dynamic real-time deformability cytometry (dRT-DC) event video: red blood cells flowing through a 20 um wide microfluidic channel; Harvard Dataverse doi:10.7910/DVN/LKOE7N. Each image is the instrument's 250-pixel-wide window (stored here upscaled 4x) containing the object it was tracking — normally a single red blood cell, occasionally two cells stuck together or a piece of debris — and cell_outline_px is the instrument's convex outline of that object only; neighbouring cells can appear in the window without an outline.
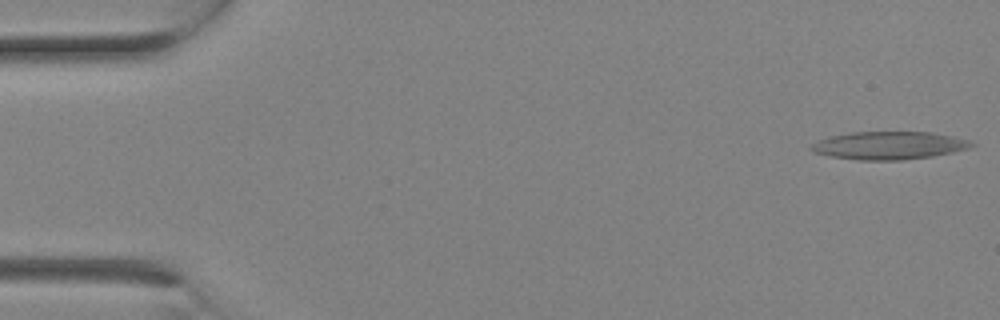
{"species": "Egyptian fruit bat (a non-hibernating species)", "species_latin": "Rousettus aegyptiacus", "temperature_condition": "room temperature", "stored_images_in_passage": 3, "segment_of_instrument_passage": [1, 2], "camera_frame_rate_fps": 3000, "um_per_image_px": 0.085, "animal": {"sex": "female"}, "frame": {"image": 1, "passage_image": 1, "time_ms": 0.0, "image_size_px": [1000, 320], "cell_outline_px": [[976, 144], [968, 148], [952, 152], [932, 156], [904, 160], [860, 160], [832, 156], [816, 152], [808, 148], [812, 144], [820, 140], [832, 136], [852, 132], [928, 132], [952, 136], [968, 140]], "centroid_in_image_um": [75.58, 12.36], "position_along_channel_um": 9.4, "area_um2": 25.66}}
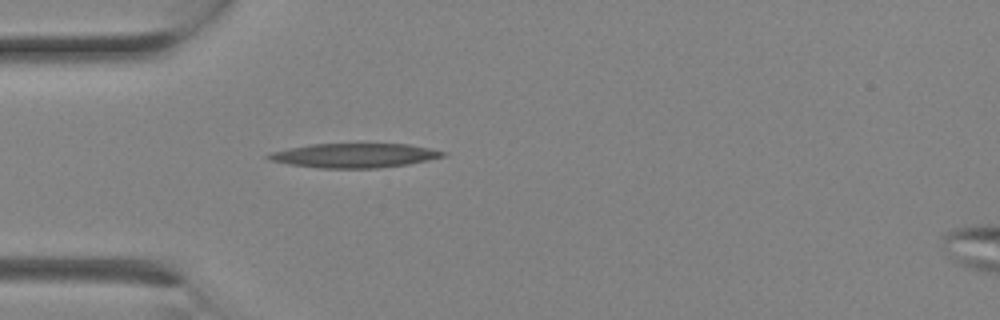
{"frame": {"image": 2, "passage_image": 2, "time_ms": 0.333, "image_size_px": [1000, 320], "cell_outline_px": [[448, 152], [444, 156], [428, 160], [408, 164], [376, 168], [320, 168], [288, 164], [268, 160], [264, 156], [272, 152], [288, 148], [312, 144], [408, 144]], "centroid_in_image_um": [30.09, 13.22], "position_along_channel_um": 54.9, "area_um2": 24.62}}